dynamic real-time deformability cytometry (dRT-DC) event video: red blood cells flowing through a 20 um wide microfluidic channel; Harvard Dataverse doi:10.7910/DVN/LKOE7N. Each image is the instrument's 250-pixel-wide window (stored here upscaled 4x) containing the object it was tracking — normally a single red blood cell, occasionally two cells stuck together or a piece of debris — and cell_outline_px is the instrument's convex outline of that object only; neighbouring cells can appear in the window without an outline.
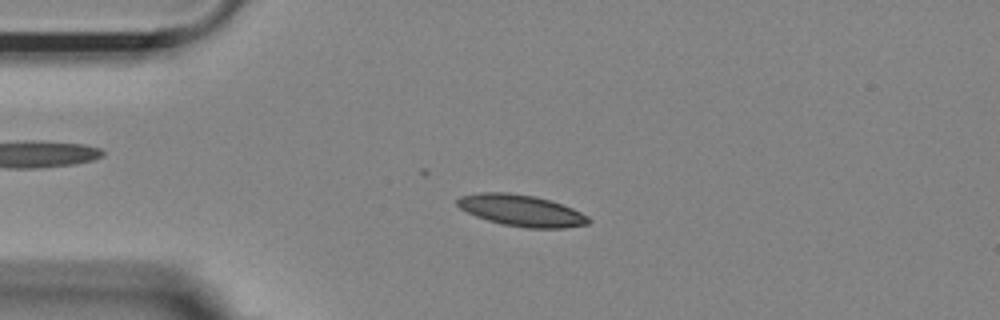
{"species": "Egyptian fruit bat (a non-hibernating species)", "species_latin": "Rousettus aegyptiacus", "temperature_condition": "room temperature", "stored_images_in_passage": 39, "camera_frame_rate_fps": 3000, "um_per_image_px": 0.085, "animal": {"sex": "female"}, "frame": {"image": 1, "passage_image": 3, "time_ms": 0.667, "image_size_px": [1000, 320], "cell_outline_px": [[592, 220], [588, 224], [564, 228], [524, 228], [500, 224], [476, 216], [460, 208], [456, 204], [456, 200], [460, 196], [480, 192], [508, 192], [536, 196], [552, 200], [572, 208], [588, 216]], "centroid_in_image_um": [44.32, 17.89], "position_along_channel_um": 40.7, "area_um2": 24.28}}
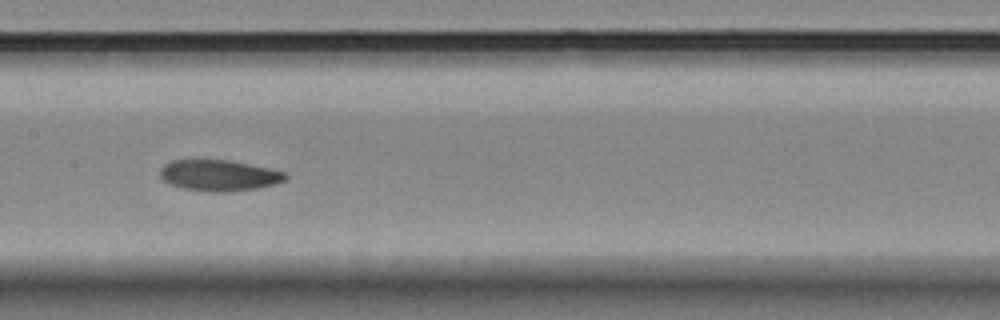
{"frame": {"image": 2, "passage_image": 17, "time_ms": 5.333, "image_size_px": [1000, 320], "cell_outline_px": [[288, 176], [284, 180], [276, 184], [260, 188], [228, 192], [208, 192], [180, 188], [168, 184], [160, 176], [160, 168], [164, 164], [172, 160], [192, 156], [196, 156], [228, 160], [288, 172]], "centroid_in_image_um": [18.55, 14.87], "position_along_channel_um": 188.9, "area_um2": 23.81}}
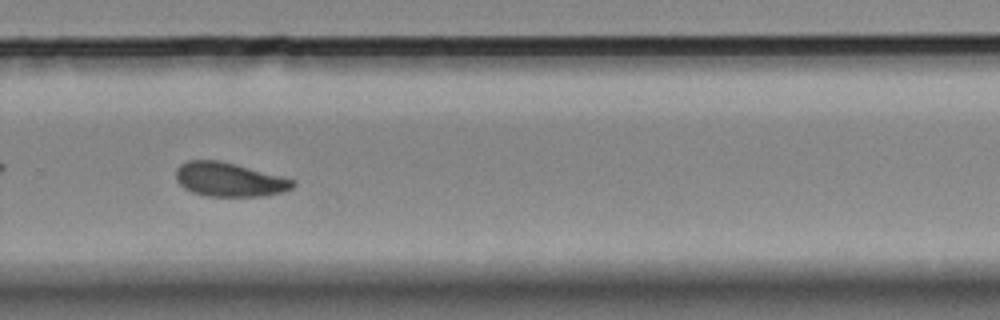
{"frame": {"image": 3, "passage_image": 27, "time_ms": 8.667, "image_size_px": [1000, 320], "cell_outline_px": [[296, 184], [292, 188], [284, 192], [260, 196], [208, 196], [192, 192], [184, 188], [176, 180], [176, 168], [180, 164], [188, 160], [220, 160], [284, 176], [296, 180]], "centroid_in_image_um": [19.51, 15.25], "position_along_channel_um": 310.3, "area_um2": 23.41}, "authors_computed_cell_mechanics": {"area_um2": 22.8888, "velocity_mm_per_s": 3.6599, "shape_relaxation_time_tau1_ms": null, "shape_relaxation_time_tau2_ms": 3.1734, "deformation_change_tau1": null, "deformation_change_tau2": 0.0733}}